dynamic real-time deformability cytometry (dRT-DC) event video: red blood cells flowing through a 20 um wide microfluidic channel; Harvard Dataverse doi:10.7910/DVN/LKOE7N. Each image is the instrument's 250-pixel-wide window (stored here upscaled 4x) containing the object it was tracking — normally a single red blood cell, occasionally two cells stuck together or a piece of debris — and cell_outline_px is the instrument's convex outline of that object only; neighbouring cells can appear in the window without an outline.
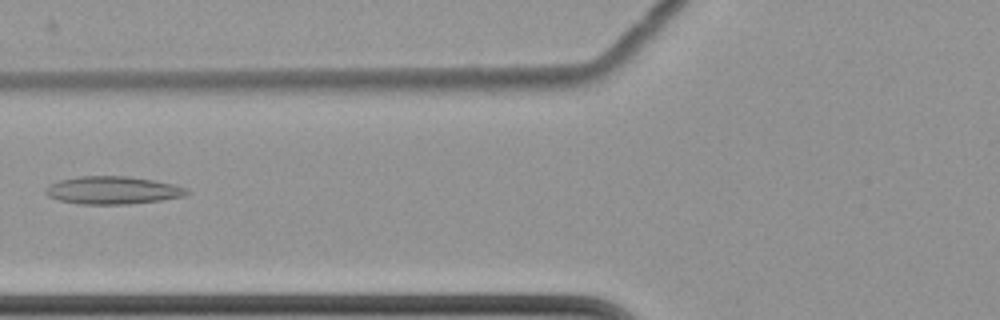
{"species": "common noctule bat (a hibernating species)", "species_latin": "Nyctalus noctula", "temperature_condition": "cold", "stored_images_in_passage": 7, "camera_frame_rate_fps": 3000, "um_per_image_px": 0.085, "animal": {"sex": "female", "body_mass_g": 22.7, "forearm_length_mm": 54.2}, "frame": {"image": 1, "passage_image": 7, "time_ms": 8.0, "image_size_px": [1000, 320], "cell_outline_px": [[192, 192], [184, 196], [160, 200], [128, 204], [80, 204], [60, 200], [48, 196], [44, 192], [44, 188], [48, 184], [60, 180], [80, 176], [128, 176], [176, 184], [188, 188]], "centroid_in_image_um": [9.6, 16.16], "position_along_channel_um": 116.2, "area_um2": 23.0}}